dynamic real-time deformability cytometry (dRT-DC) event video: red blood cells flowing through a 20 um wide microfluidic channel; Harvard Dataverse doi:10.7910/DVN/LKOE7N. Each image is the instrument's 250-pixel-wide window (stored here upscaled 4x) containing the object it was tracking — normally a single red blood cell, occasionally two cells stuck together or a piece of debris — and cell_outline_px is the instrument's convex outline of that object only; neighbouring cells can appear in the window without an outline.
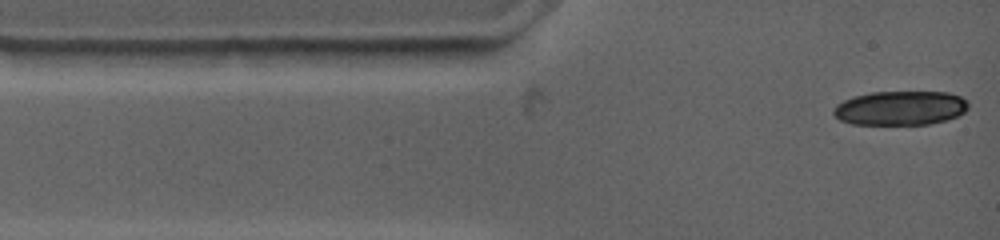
{"species": "common noctule bat (a hibernating species)", "species_latin": "Nyctalus noctula", "temperature_condition": "warm", "stored_images_in_passage": 3, "camera_frame_rate_fps": 4500, "um_per_image_px": 0.085, "animal": {"sex": "female", "body_mass_g": 19.0, "forearm_length_mm": 53.3}, "frame": {"image": 1, "passage_image": 1, "time_ms": 0.0, "image_size_px": [1000, 240], "cell_outline_px": [[968, 108], [964, 112], [956, 116], [944, 120], [928, 124], [852, 124], [840, 120], [832, 112], [832, 108], [836, 104], [852, 96], [872, 92], [948, 92], [960, 96], [968, 104]], "centroid_in_image_um": [76.48, 9.18], "position_along_channel_um": 8.5, "area_um2": 26.82}}